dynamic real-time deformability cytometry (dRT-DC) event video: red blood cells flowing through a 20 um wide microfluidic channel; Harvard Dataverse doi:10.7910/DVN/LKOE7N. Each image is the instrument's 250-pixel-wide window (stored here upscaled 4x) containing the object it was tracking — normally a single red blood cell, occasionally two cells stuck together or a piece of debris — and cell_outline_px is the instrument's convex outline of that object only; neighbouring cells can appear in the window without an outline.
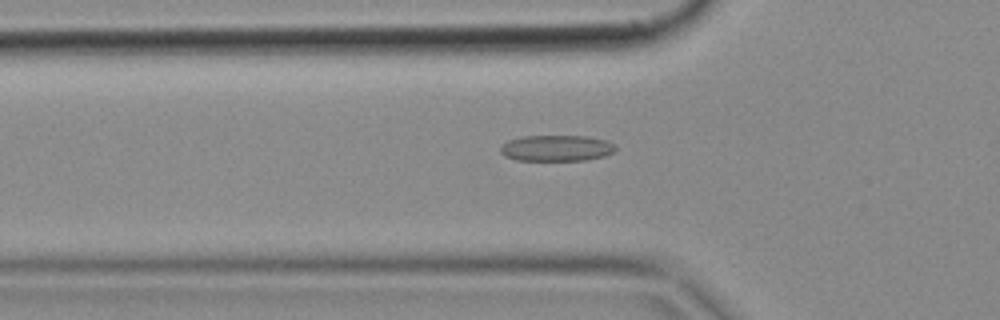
{"species": "common noctule bat (a hibernating species)", "species_latin": "Nyctalus noctula", "temperature_condition": "cold", "stored_images_in_passage": 4, "camera_frame_rate_fps": 3000, "um_per_image_px": 0.085, "animal": {"sex": "female", "body_mass_g": 18.4}, "frame": {"image": 1, "passage_image": 3, "time_ms": 0.667, "image_size_px": [1000, 320], "cell_outline_px": [[616, 148], [612, 152], [604, 156], [584, 160], [516, 160], [504, 156], [500, 152], [500, 148], [508, 140], [520, 136], [584, 136], [604, 140], [616, 144]], "centroid_in_image_um": [47.27, 12.59], "position_along_channel_um": 78.5, "area_um2": 17.4}}